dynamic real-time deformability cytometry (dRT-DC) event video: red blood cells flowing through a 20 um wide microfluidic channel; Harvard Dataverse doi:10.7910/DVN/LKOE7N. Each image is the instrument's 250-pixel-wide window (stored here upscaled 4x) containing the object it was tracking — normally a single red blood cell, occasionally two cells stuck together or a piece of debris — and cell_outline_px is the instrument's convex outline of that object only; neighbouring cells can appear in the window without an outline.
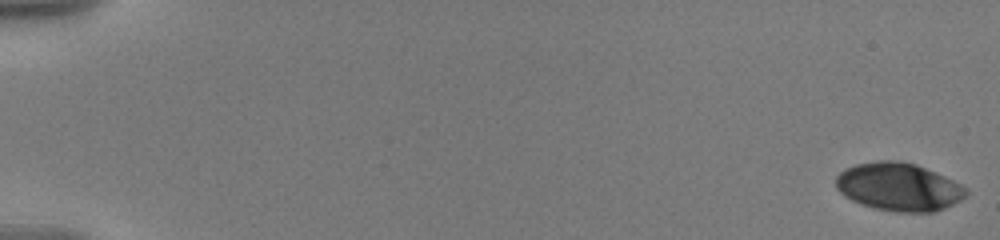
{"species": "human", "species_latin": "Homo sapiens", "temperature_condition": "warm", "stored_images_in_passage": 22, "camera_frame_rate_fps": 3000, "um_per_image_px": 0.085, "donor": {"sex": "male"}, "frame": {"image": 1, "passage_image": 1, "time_ms": 0.0, "image_size_px": [1000, 240], "cell_outline_px": [[968, 192], [960, 200], [936, 212], [896, 212], [872, 208], [860, 204], [844, 196], [836, 188], [836, 176], [844, 168], [856, 164], [876, 160], [900, 160], [916, 164], [944, 176], [960, 184]], "centroid_in_image_um": [76.34, 15.88], "position_along_channel_um": 8.7, "area_um2": 36.53}}
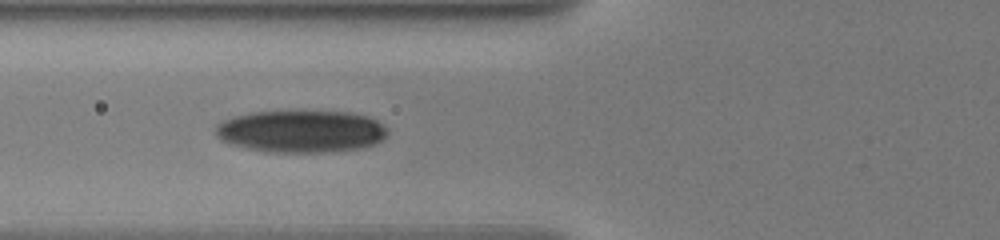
{"frame": {"image": 2, "passage_image": 16, "time_ms": 7.667, "image_size_px": [1000, 240], "cell_outline_px": [[388, 132], [380, 140], [372, 144], [360, 148], [324, 152], [264, 152], [232, 144], [220, 140], [216, 136], [216, 124], [232, 116], [252, 112], [352, 112], [368, 116], [376, 120], [388, 128]], "centroid_in_image_um": [25.56, 11.16], "position_along_channel_um": 100.2, "area_um2": 42.14}}
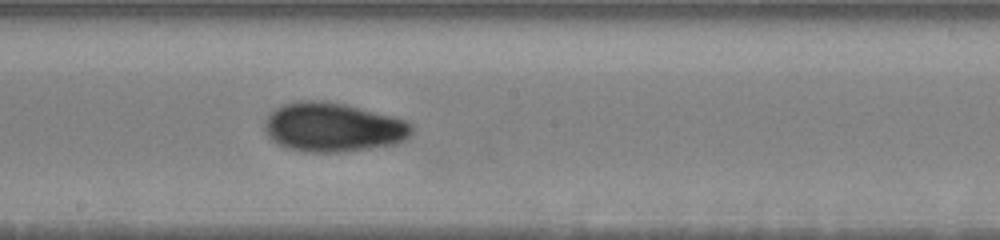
{"frame": {"image": 3, "passage_image": 22, "time_ms": 11.0, "image_size_px": [1000, 240], "cell_outline_px": [[412, 132], [404, 140], [396, 144], [340, 152], [304, 152], [288, 148], [272, 140], [264, 132], [264, 120], [276, 108], [284, 104], [296, 100], [328, 100], [408, 120], [412, 124]], "centroid_in_image_um": [28.29, 10.81], "position_along_channel_um": 219.9, "area_um2": 42.25}}